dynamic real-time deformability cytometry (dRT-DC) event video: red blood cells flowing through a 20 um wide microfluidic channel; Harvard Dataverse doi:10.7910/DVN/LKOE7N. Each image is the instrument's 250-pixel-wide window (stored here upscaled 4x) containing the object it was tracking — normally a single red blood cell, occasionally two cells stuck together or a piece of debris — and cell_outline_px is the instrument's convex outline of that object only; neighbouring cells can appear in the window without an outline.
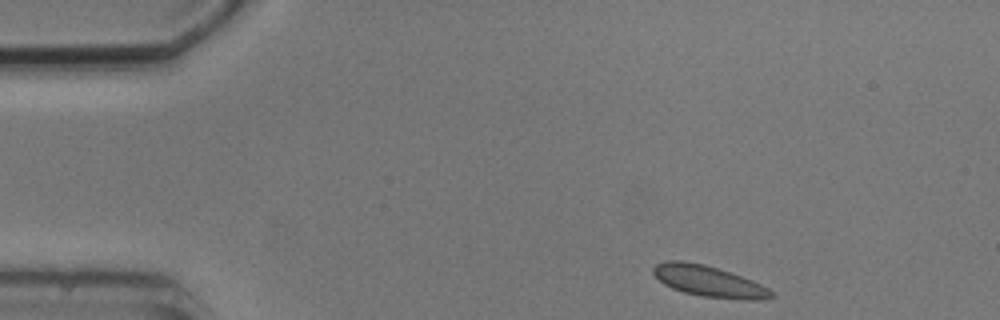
{"species": "common noctule bat (a hibernating species)", "species_latin": "Nyctalus noctula", "temperature_condition": "cold", "stored_images_in_passage": 3, "camera_frame_rate_fps": 3000, "um_per_image_px": 0.085, "animal": {"sex": "male", "body_mass_g": 20.5, "forearm_length_mm": 52.5}, "frame": {"image": 1, "passage_image": 1, "time_ms": 0.0, "image_size_px": [1000, 320], "cell_outline_px": [[776, 296], [764, 300], [744, 300], [700, 296], [684, 292], [672, 288], [664, 284], [652, 272], [652, 268], [656, 264], [668, 260], [684, 260], [704, 264], [752, 280], [768, 288]], "centroid_in_image_um": [60.25, 23.91], "position_along_channel_um": 24.7, "area_um2": 21.33}}